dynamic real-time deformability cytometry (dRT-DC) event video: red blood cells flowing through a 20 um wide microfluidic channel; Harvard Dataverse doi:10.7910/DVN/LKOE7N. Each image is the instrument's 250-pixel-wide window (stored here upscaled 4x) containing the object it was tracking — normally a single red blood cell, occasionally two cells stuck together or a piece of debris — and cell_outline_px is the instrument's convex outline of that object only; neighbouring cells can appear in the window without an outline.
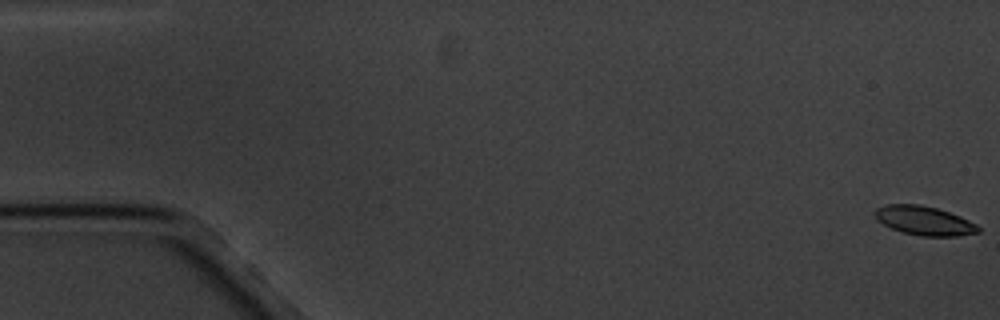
{"species": "common noctule bat (a hibernating species)", "species_latin": "Nyctalus noctula", "temperature_condition": "cold", "stored_images_in_passage": 6, "segment_of_instrument_passage": [1, 2], "camera_frame_rate_fps": 3000, "um_per_image_px": 0.085, "animal": {"sex": "male", "body_mass_g": 20.1, "forearm_length_mm": 53.5}, "frame": {"image": 1, "passage_image": 1, "time_ms": 0.0, "image_size_px": [1000, 320], "cell_outline_px": [[980, 232], [956, 236], [920, 236], [904, 232], [892, 228], [876, 220], [872, 212], [876, 208], [884, 204], [920, 204], [936, 208], [960, 216], [976, 224], [980, 228]], "centroid_in_image_um": [78.52, 18.74], "position_along_channel_um": 6.5, "area_um2": 17.51}}
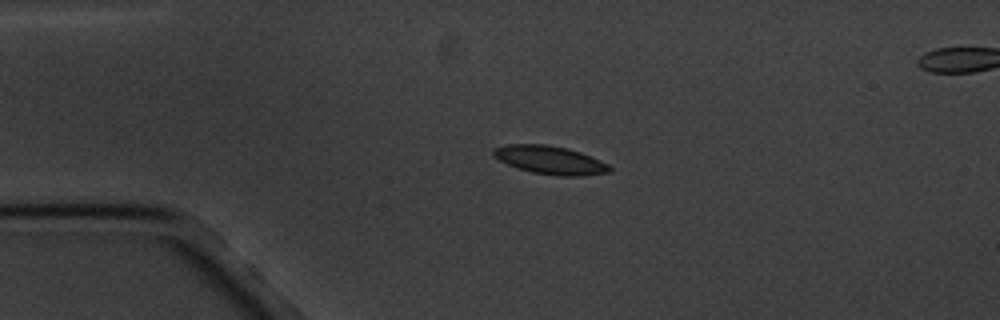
{"frame": {"image": 2, "passage_image": 4, "time_ms": 4.333, "image_size_px": [1000, 320], "cell_outline_px": [[612, 172], [580, 176], [556, 176], [532, 172], [516, 168], [492, 156], [492, 148], [508, 144], [544, 144], [568, 148], [580, 152], [608, 164], [612, 168]], "centroid_in_image_um": [46.74, 13.6], "position_along_channel_um": 38.3, "area_um2": 19.25}}